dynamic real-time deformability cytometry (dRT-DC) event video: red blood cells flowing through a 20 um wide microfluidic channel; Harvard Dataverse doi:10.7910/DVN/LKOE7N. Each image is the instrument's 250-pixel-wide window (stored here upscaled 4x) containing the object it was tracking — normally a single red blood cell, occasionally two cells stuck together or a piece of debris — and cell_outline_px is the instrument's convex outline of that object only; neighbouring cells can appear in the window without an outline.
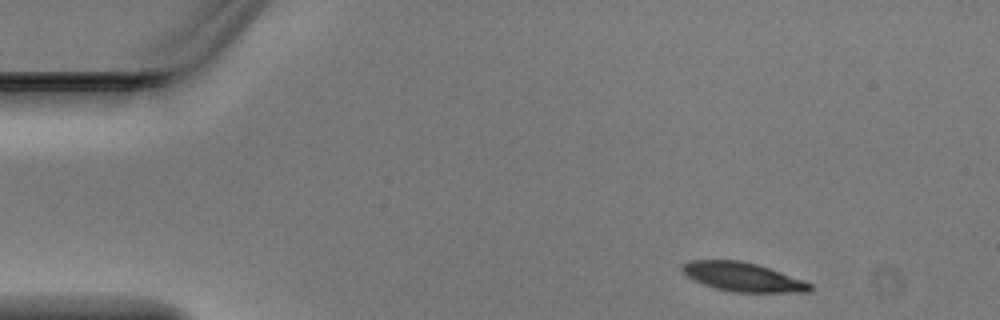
{"species": "Egyptian fruit bat (a non-hibernating species)", "species_latin": "Rousettus aegyptiacus", "temperature_condition": "warm", "stored_images_in_passage": 3, "camera_frame_rate_fps": 3000, "um_per_image_px": 0.085, "animal": {"sex": "male"}, "frame": {"image": 1, "passage_image": 1, "time_ms": 0.0, "image_size_px": [1000, 320], "cell_outline_px": [[812, 288], [808, 292], [732, 292], [716, 288], [704, 284], [688, 276], [680, 268], [680, 264], [688, 260], [740, 260], [756, 264], [804, 280], [812, 284]], "centroid_in_image_um": [63.12, 23.53], "position_along_channel_um": 21.9, "area_um2": 21.39}}
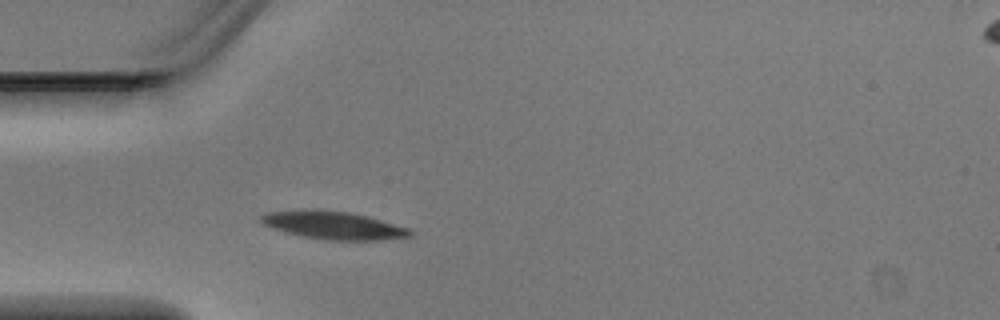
{"frame": {"image": 2, "passage_image": 3, "time_ms": 0.667, "image_size_px": [1000, 320], "cell_outline_px": [[416, 232], [412, 236], [380, 240], [328, 240], [300, 236], [284, 232], [272, 228], [264, 224], [260, 220], [260, 216], [268, 212], [296, 208], [320, 208], [348, 212], [368, 216], [408, 228]], "centroid_in_image_um": [28.3, 19.12], "position_along_channel_um": 56.7, "area_um2": 24.8}}